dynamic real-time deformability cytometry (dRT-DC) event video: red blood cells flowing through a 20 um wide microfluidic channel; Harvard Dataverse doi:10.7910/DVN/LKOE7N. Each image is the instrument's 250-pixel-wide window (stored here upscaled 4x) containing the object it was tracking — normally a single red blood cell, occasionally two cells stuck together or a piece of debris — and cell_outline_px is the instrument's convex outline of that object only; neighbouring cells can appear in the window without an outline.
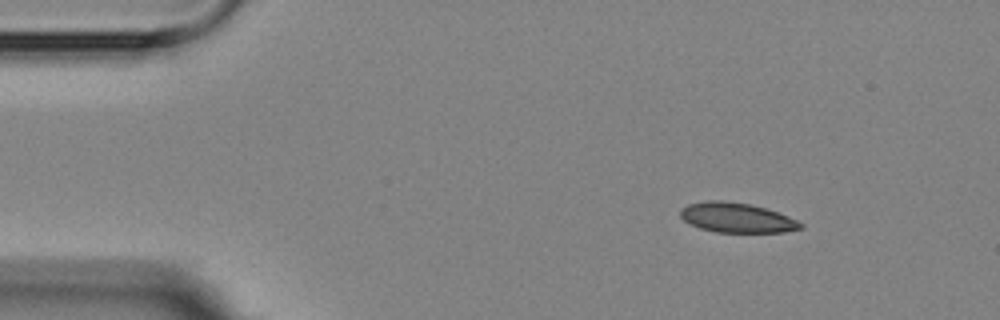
{"species": "Egyptian fruit bat (a non-hibernating species)", "species_latin": "Rousettus aegyptiacus", "temperature_condition": "room temperature", "stored_images_in_passage": 5, "camera_frame_rate_fps": 3000, "um_per_image_px": 0.085, "animal": {"sex": "female"}, "frame": {"image": 1, "passage_image": 1, "time_ms": 0.0, "image_size_px": [1000, 320], "cell_outline_px": [[804, 228], [784, 232], [716, 232], [700, 228], [688, 224], [680, 216], [680, 208], [688, 204], [708, 200], [720, 200], [748, 204], [764, 208], [788, 216], [804, 224]], "centroid_in_image_um": [62.59, 18.51], "position_along_channel_um": 22.4, "area_um2": 20.81}}
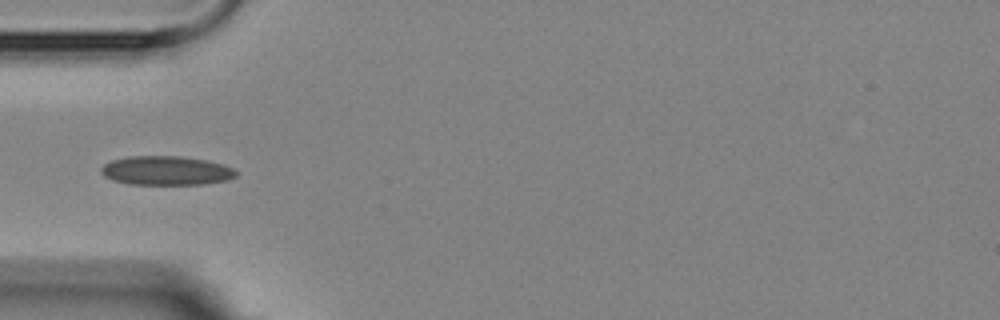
{"frame": {"image": 2, "passage_image": 4, "time_ms": 3.333, "image_size_px": [1000, 320], "cell_outline_px": [[236, 176], [228, 180], [204, 184], [128, 184], [112, 180], [104, 176], [100, 172], [100, 168], [104, 164], [112, 160], [128, 156], [180, 156], [208, 160], [224, 164], [232, 168], [236, 172]], "centroid_in_image_um": [14.11, 14.5], "position_along_channel_um": 70.9, "area_um2": 23.0}}
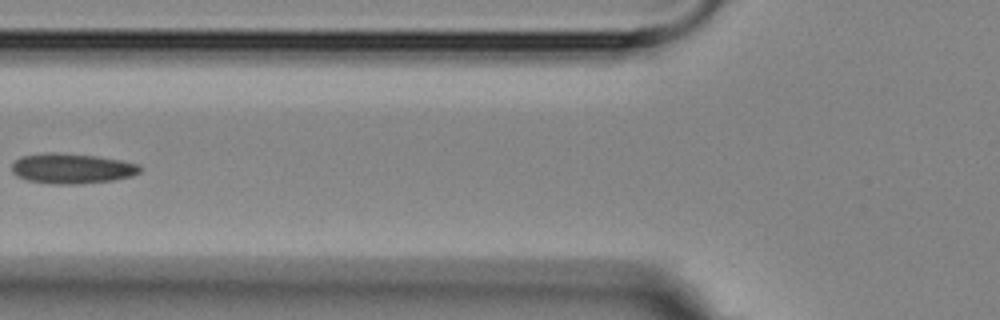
{"frame": {"image": 3, "passage_image": 5, "time_ms": 4.667, "image_size_px": [1000, 320], "cell_outline_px": [[140, 172], [132, 176], [112, 180], [80, 184], [48, 184], [28, 180], [16, 176], [12, 172], [12, 164], [20, 156], [48, 152], [56, 152], [96, 156], [120, 160], [140, 164]], "centroid_in_image_um": [6.09, 14.32], "position_along_channel_um": 119.7, "area_um2": 22.66}}